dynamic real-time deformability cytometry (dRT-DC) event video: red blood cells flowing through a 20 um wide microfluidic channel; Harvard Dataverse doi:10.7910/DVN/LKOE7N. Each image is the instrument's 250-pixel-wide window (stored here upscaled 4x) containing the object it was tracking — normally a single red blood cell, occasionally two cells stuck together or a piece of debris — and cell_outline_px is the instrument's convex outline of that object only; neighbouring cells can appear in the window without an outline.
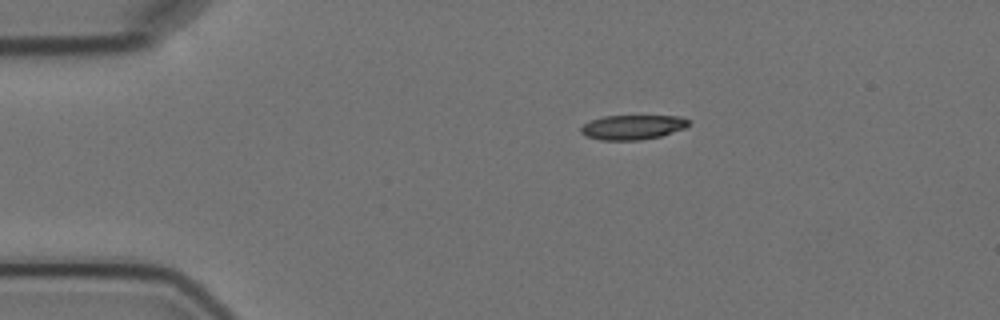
{"species": "Egyptian fruit bat (a non-hibernating species)", "species_latin": "Rousettus aegyptiacus", "temperature_condition": "cold", "stored_images_in_passage": 8, "camera_frame_rate_fps": 3000, "um_per_image_px": 0.085, "animal": {"sex": "female"}, "frame": {"image": 1, "passage_image": 1, "time_ms": 0.0, "image_size_px": [1000, 320], "cell_outline_px": [[688, 124], [684, 128], [660, 136], [640, 140], [600, 140], [584, 136], [580, 132], [580, 128], [584, 124], [592, 120], [604, 116], [680, 116], [688, 120]], "centroid_in_image_um": [53.72, 10.82], "position_along_channel_um": 31.3, "area_um2": 15.32}}
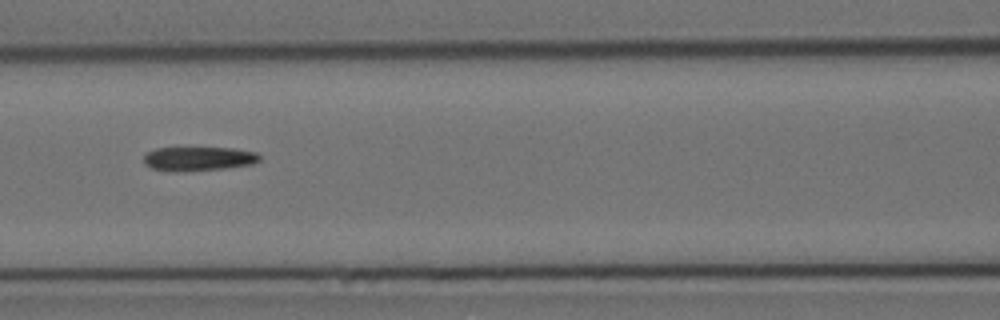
{"frame": {"image": 2, "passage_image": 5, "time_ms": 4.667, "image_size_px": [1000, 320], "cell_outline_px": [[260, 160], [252, 164], [224, 168], [152, 168], [144, 164], [144, 156], [148, 152], [156, 148], [232, 148], [256, 152], [260, 156]], "centroid_in_image_um": [16.95, 13.43], "position_along_channel_um": 149.6, "area_um2": 15.09}}
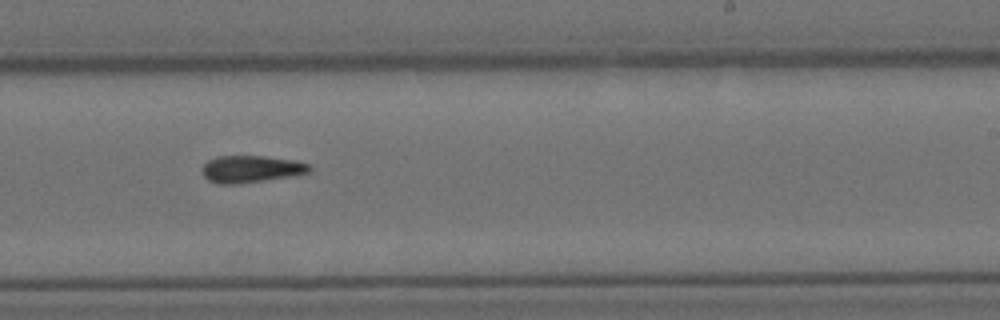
{"frame": {"image": 3, "passage_image": 8, "time_ms": 8.0, "image_size_px": [1000, 320], "cell_outline_px": [[312, 168], [308, 172], [288, 176], [236, 184], [216, 184], [208, 180], [204, 176], [200, 168], [208, 160], [216, 156], [264, 156], [296, 160], [308, 164]], "centroid_in_image_um": [21.27, 14.36], "position_along_channel_um": 267.7, "area_um2": 16.82}}